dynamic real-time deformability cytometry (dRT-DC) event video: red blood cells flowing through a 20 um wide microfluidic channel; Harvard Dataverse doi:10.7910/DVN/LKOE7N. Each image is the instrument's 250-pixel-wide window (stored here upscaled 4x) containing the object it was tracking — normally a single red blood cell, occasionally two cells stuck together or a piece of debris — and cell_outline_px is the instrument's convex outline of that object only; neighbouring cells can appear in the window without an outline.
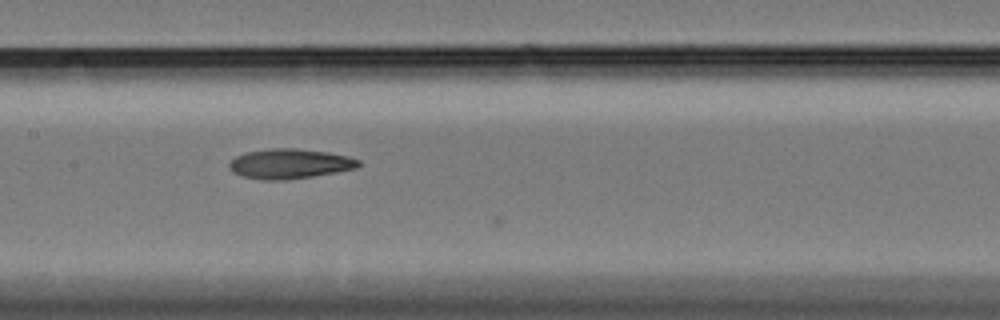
{"species": "Egyptian fruit bat (a non-hibernating species)", "species_latin": "Rousettus aegyptiacus", "temperature_condition": "cold", "stored_images_in_passage": 15, "camera_frame_rate_fps": 3000, "um_per_image_px": 0.085, "animal": {"sex": "female"}, "frame": {"image": 1, "passage_image": 14, "time_ms": 4.333, "image_size_px": [1000, 320], "cell_outline_px": [[360, 164], [356, 168], [312, 176], [284, 180], [264, 180], [244, 176], [232, 172], [228, 168], [228, 164], [236, 156], [244, 152], [272, 148], [296, 148], [328, 152], [348, 156], [360, 160]], "centroid_in_image_um": [24.6, 13.91], "position_along_channel_um": 182.8, "area_um2": 22.43}}